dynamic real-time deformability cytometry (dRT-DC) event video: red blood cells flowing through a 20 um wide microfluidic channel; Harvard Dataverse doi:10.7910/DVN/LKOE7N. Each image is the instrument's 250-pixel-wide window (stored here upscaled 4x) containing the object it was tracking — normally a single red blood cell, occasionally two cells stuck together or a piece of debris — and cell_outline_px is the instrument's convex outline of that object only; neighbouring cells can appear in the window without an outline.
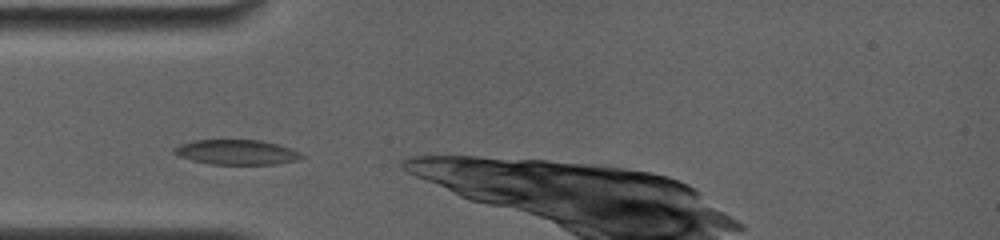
{"species": "common noctule bat (a hibernating species)", "species_latin": "Nyctalus noctula", "temperature_condition": "room temperature", "stored_images_in_passage": 10, "camera_frame_rate_fps": 4000, "um_per_image_px": 0.085, "animal": {"sex": "female", "body_mass_g": 19.0, "forearm_length_mm": 56.7}, "frame": {"image": 1, "passage_image": 1, "time_ms": 0.0, "image_size_px": [1000, 240], "cell_outline_px": [[304, 156], [300, 160], [272, 164], [208, 164], [192, 160], [180, 156], [172, 152], [172, 148], [180, 144], [192, 140], [260, 140], [276, 144], [300, 152]], "centroid_in_image_um": [20.07, 12.93], "position_along_channel_um": 64.9, "area_um2": 18.44}}
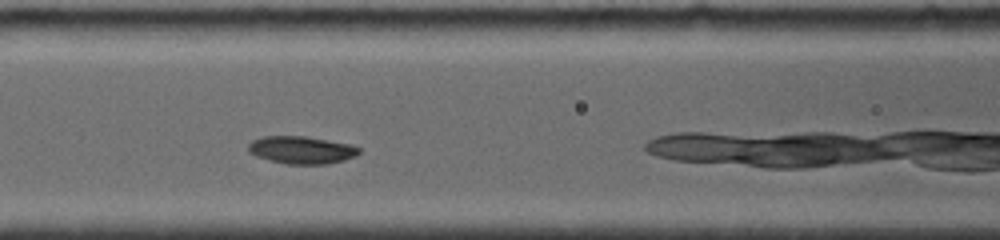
{"frame": {"image": 2, "passage_image": 6, "time_ms": 2.0, "image_size_px": [1000, 240], "cell_outline_px": [[360, 152], [356, 156], [344, 160], [328, 164], [288, 164], [268, 160], [256, 156], [248, 152], [248, 144], [252, 140], [264, 136], [304, 136], [352, 144], [360, 148]], "centroid_in_image_um": [25.63, 12.75], "position_along_channel_um": 141.0, "area_um2": 17.92}}
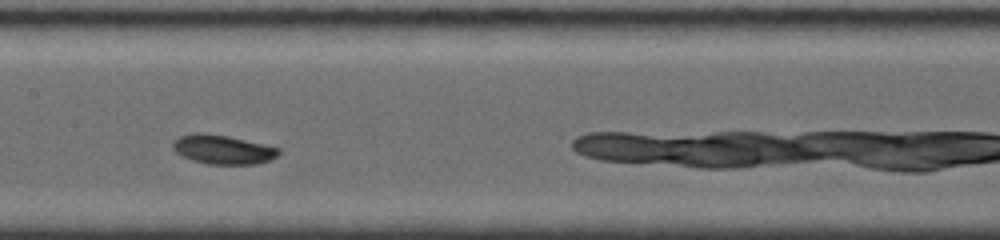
{"frame": {"image": 3, "passage_image": 9, "time_ms": 3.25, "image_size_px": [1000, 240], "cell_outline_px": [[280, 152], [272, 160], [256, 164], [208, 164], [192, 160], [176, 152], [172, 148], [172, 140], [180, 136], [196, 132], [200, 132], [228, 136], [280, 148]], "centroid_in_image_um": [18.93, 12.7], "position_along_channel_um": 188.5, "area_um2": 17.98}}